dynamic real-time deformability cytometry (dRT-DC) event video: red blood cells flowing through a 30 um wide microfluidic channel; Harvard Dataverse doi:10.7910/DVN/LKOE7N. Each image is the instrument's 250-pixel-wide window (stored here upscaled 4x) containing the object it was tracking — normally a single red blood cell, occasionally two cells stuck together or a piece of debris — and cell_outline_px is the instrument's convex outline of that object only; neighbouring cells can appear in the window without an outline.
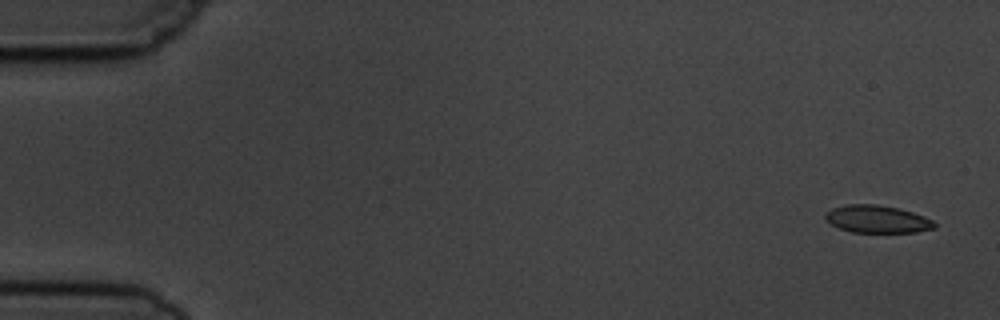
{"species": "common noctule bat (a hibernating species)", "species_latin": "Nyctalus noctula", "temperature_condition": "cold", "stored_images_in_passage": 4, "camera_frame_rate_fps": 3000, "um_per_image_px": 0.085, "animal": {"sex": "male", "body_mass_g": 19.5, "forearm_length_mm": 54.6}, "frame": {"image": 1, "passage_image": 1, "time_ms": 0.0, "image_size_px": [1000, 320], "cell_outline_px": [[936, 228], [916, 232], [852, 232], [840, 228], [824, 220], [824, 216], [832, 208], [848, 204], [876, 204], [900, 208], [924, 216], [932, 220], [936, 224]], "centroid_in_image_um": [74.57, 18.62], "position_along_channel_um": 10.4, "area_um2": 17.51}}
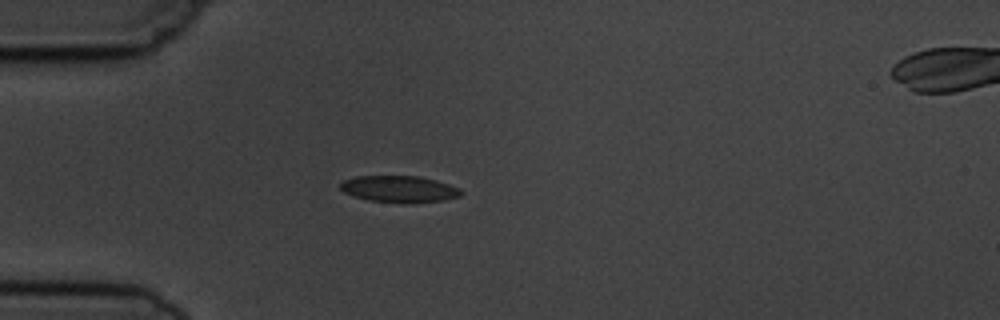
{"frame": {"image": 2, "passage_image": 4, "time_ms": 4.333, "image_size_px": [1000, 320], "cell_outline_px": [[464, 192], [460, 196], [444, 200], [412, 204], [400, 204], [368, 200], [352, 196], [344, 192], [340, 188], [340, 184], [344, 180], [356, 176], [420, 176], [436, 180], [460, 188]], "centroid_in_image_um": [33.95, 16.09], "position_along_channel_um": 51.0, "area_um2": 19.13}}